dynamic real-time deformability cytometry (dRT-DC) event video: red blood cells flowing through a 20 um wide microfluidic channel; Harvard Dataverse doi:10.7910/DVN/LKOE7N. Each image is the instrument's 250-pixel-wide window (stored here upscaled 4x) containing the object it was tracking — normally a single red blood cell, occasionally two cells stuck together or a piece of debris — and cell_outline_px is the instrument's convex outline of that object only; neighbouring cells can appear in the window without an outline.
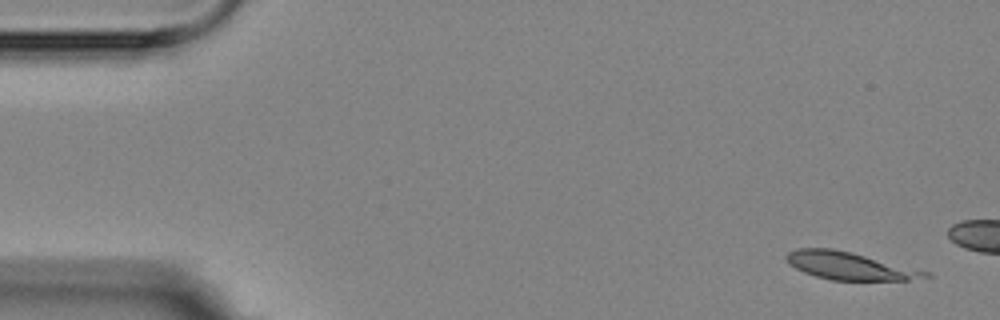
{"species": "Egyptian fruit bat (a non-hibernating species)", "species_latin": "Rousettus aegyptiacus", "temperature_condition": "room temperature", "stored_images_in_passage": 3, "camera_frame_rate_fps": 3000, "um_per_image_px": 0.085, "animal": {"sex": "female"}, "frame": {"image": 1, "passage_image": 1, "time_ms": 0.0, "image_size_px": [1000, 320], "cell_outline_px": [[932, 276], [908, 280], [832, 280], [816, 276], [804, 272], [788, 264], [784, 256], [788, 252], [796, 248], [832, 248], [852, 252], [932, 272]], "centroid_in_image_um": [72.22, 22.59], "position_along_channel_um": 12.8, "area_um2": 22.48}}